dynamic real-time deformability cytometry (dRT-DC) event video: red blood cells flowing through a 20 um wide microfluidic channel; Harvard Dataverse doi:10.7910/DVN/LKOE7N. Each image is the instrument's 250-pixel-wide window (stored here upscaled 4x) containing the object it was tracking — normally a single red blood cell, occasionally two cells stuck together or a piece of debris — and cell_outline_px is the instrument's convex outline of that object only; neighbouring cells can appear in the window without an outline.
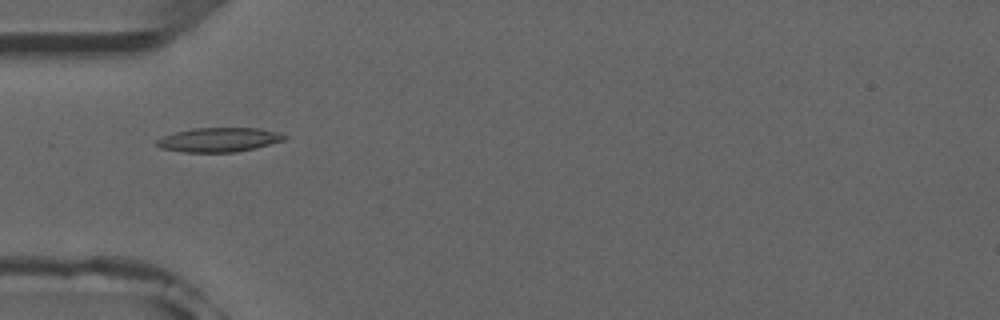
{"species": "common noctule bat (a hibernating species)", "species_latin": "Nyctalus noctula", "temperature_condition": "room temperature", "stored_images_in_passage": 5, "camera_frame_rate_fps": 3000, "um_per_image_px": 0.085, "animal": {"sex": "male", "forearm_length_mm": 52.5}, "frame": {"image": 1, "passage_image": 3, "time_ms": 2.0, "image_size_px": [1000, 320], "cell_outline_px": [[288, 136], [284, 140], [256, 148], [236, 152], [184, 152], [160, 148], [156, 144], [156, 140], [164, 136], [176, 132], [192, 128], [260, 128], [280, 132]], "centroid_in_image_um": [18.64, 11.87], "position_along_channel_um": 66.4, "area_um2": 18.09}}
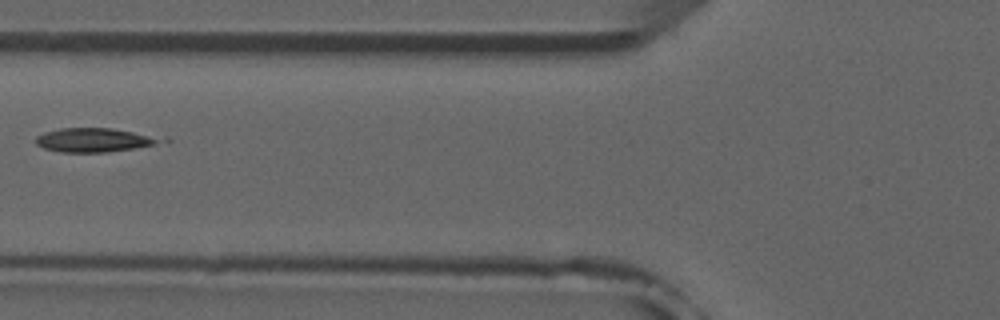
{"frame": {"image": 2, "passage_image": 4, "time_ms": 3.333, "image_size_px": [1000, 320], "cell_outline_px": [[172, 140], [156, 144], [108, 152], [60, 152], [44, 148], [36, 144], [36, 136], [44, 132], [60, 128], [112, 128], [168, 136]], "centroid_in_image_um": [8.17, 11.88], "position_along_channel_um": 117.6, "area_um2": 17.98}}
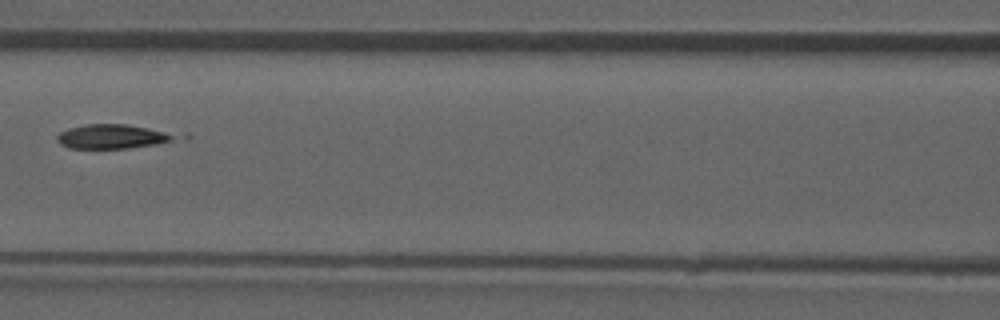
{"frame": {"image": 3, "passage_image": 5, "time_ms": 4.333, "image_size_px": [1000, 320], "cell_outline_px": [[172, 140], [156, 144], [128, 148], [68, 148], [60, 144], [56, 140], [56, 136], [60, 132], [68, 128], [84, 124], [128, 124], [148, 128], [164, 132], [172, 136]], "centroid_in_image_um": [9.38, 11.6], "position_along_channel_um": 157.2, "area_um2": 16.3}}